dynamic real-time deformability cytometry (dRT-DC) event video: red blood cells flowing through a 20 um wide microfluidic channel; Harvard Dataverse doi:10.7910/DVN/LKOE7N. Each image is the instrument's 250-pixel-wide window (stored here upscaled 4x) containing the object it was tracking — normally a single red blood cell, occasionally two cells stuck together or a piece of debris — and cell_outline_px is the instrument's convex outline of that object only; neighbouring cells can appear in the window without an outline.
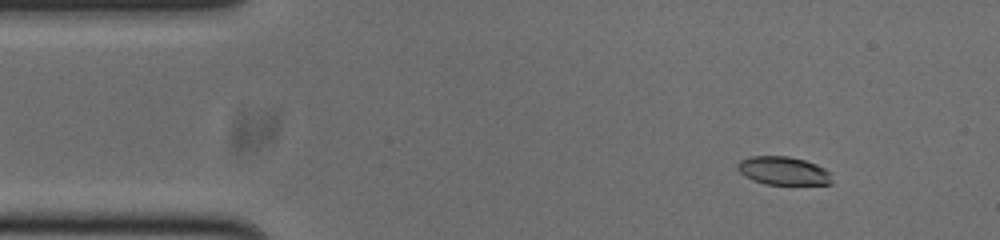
{"species": "common noctule bat (a hibernating species)", "species_latin": "Nyctalus noctula", "temperature_condition": "cold", "stored_images_in_passage": 49, "camera_frame_rate_fps": 3000, "um_per_image_px": 0.085, "animal": {"sex": "male", "body_mass_g": 20.0, "forearm_length_mm": 53.3}, "frame": {"image": 1, "passage_image": 2, "time_ms": 0.333, "image_size_px": [1000, 240], "cell_outline_px": [[832, 184], [764, 184], [752, 180], [744, 176], [736, 168], [736, 164], [740, 160], [752, 156], [788, 156], [804, 160], [816, 164], [832, 172]], "centroid_in_image_um": [66.58, 14.52], "position_along_channel_um": 18.4, "area_um2": 15.72}}
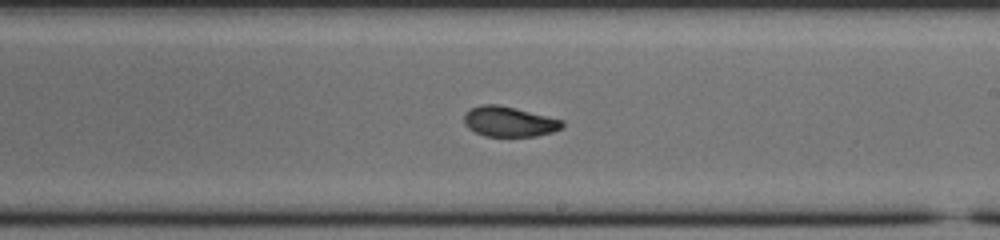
{"frame": {"image": 2, "passage_image": 26, "time_ms": 8.333, "image_size_px": [1000, 240], "cell_outline_px": [[564, 128], [552, 132], [536, 136], [484, 136], [468, 128], [464, 124], [464, 116], [472, 108], [480, 104], [500, 104], [564, 120]], "centroid_in_image_um": [43.31, 10.33], "position_along_channel_um": 245.7, "area_um2": 17.34}}
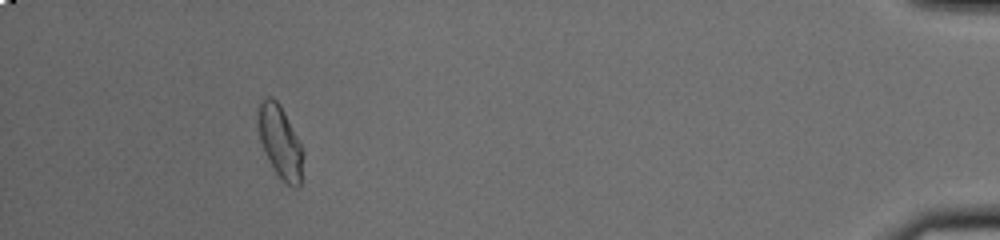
{"frame": {"image": 3, "passage_image": 45, "time_ms": 14.667, "image_size_px": [1000, 240], "cell_outline_px": [[304, 156], [300, 184], [296, 188], [288, 184], [272, 168], [260, 140], [256, 120], [256, 112], [260, 100], [264, 96], [272, 96], [280, 104], [304, 152]], "centroid_in_image_um": [23.77, 11.99], "position_along_channel_um": 411.4, "area_um2": 19.07}, "authors_computed_cell_mechanics": {"area_um2": 17.6868, "velocity_mm_per_s": 3.766, "shape_relaxation_time_tau1_ms": 4.34, "shape_relaxation_time_tau2_ms": 1.953, "deformation_change_tau1": 0.1181, "deformation_change_tau2": 0.0659}}